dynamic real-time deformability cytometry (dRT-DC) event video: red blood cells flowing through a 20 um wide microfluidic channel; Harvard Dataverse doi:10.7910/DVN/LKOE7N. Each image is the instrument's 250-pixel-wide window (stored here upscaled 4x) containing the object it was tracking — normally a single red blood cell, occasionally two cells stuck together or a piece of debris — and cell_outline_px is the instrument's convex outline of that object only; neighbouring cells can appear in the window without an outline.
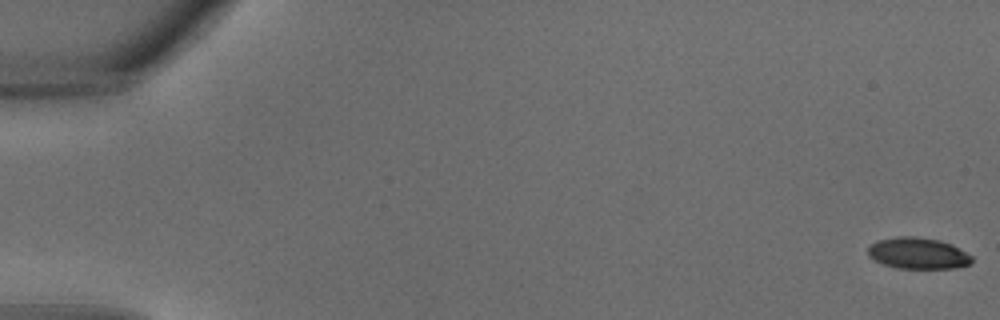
{"species": "common noctule bat (a hibernating species)", "species_latin": "Nyctalus noctula", "temperature_condition": "warm", "stored_images_in_passage": 34, "camera_frame_rate_fps": 3000, "um_per_image_px": 0.085, "animal": {"sex": "male", "body_mass_g": 18.8}, "frame": {"image": 1, "passage_image": 1, "time_ms": 0.0, "image_size_px": [1000, 320], "cell_outline_px": [[972, 264], [956, 268], [896, 268], [872, 260], [868, 256], [868, 244], [876, 240], [896, 236], [912, 236], [940, 240], [952, 244], [972, 256]], "centroid_in_image_um": [77.99, 21.52], "position_along_channel_um": 7.0, "area_um2": 19.25}}
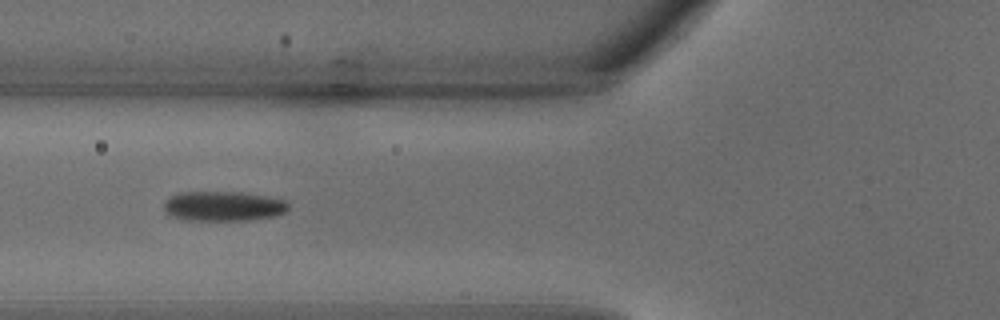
{"frame": {"image": 2, "passage_image": 14, "time_ms": 4.333, "image_size_px": [1000, 320], "cell_outline_px": [[288, 208], [284, 212], [272, 216], [244, 220], [188, 220], [172, 216], [164, 208], [164, 200], [168, 196], [180, 192], [240, 192], [264, 196], [284, 200], [288, 204]], "centroid_in_image_um": [18.92, 17.51], "position_along_channel_um": 106.9, "area_um2": 21.33}}
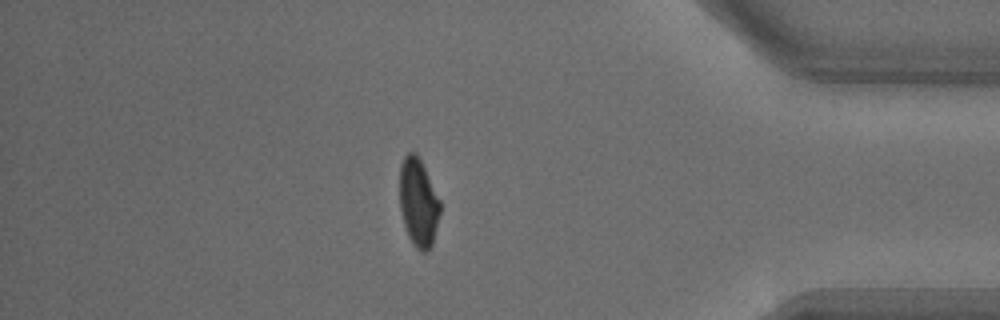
{"frame": {"image": 3, "passage_image": 30, "time_ms": 9.667, "image_size_px": [1000, 320], "cell_outline_px": [[440, 212], [432, 244], [424, 252], [416, 248], [412, 244], [408, 236], [404, 224], [400, 208], [400, 164], [404, 156], [408, 152], [416, 152], [440, 200]], "centroid_in_image_um": [35.54, 17.2], "position_along_channel_um": 399.7, "area_um2": 20.52}}